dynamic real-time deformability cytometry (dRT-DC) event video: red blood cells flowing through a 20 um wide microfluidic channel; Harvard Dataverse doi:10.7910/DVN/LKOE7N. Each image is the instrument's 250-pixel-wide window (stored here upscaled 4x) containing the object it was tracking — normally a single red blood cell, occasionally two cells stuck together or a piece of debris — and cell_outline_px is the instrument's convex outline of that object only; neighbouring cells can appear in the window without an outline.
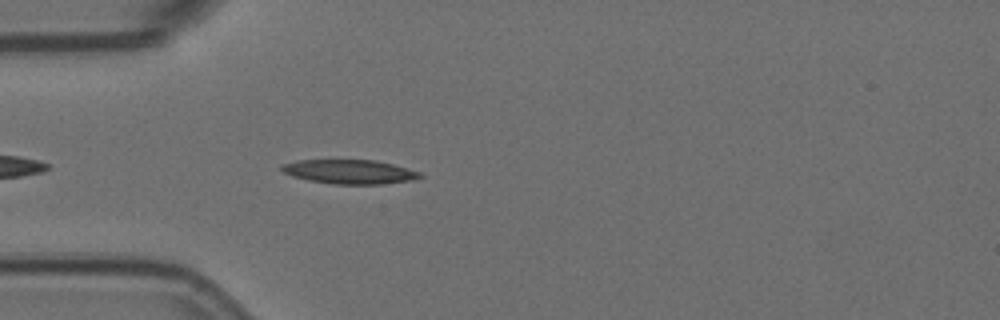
{"species": "Egyptian fruit bat (a non-hibernating species)", "species_latin": "Rousettus aegyptiacus", "temperature_condition": "room temperature", "stored_images_in_passage": 4, "camera_frame_rate_fps": 3000, "um_per_image_px": 0.085, "animal": {"sex": "female"}, "frame": {"image": 1, "passage_image": 4, "time_ms": 1.0, "image_size_px": [1000, 320], "cell_outline_px": [[424, 176], [412, 180], [380, 184], [332, 184], [308, 180], [292, 176], [284, 172], [280, 168], [280, 164], [296, 160], [376, 160], [392, 164], [420, 172]], "centroid_in_image_um": [29.68, 14.59], "position_along_channel_um": 55.3, "area_um2": 19.48}}